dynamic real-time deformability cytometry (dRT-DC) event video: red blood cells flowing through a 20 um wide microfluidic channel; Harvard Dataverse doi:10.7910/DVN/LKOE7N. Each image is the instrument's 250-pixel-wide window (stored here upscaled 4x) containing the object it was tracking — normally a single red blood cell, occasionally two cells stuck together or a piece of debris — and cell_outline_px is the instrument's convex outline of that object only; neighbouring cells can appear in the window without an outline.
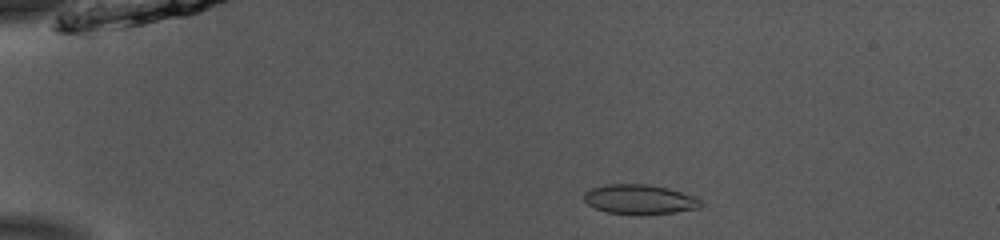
{"species": "common noctule bat (a hibernating species)", "species_latin": "Nyctalus noctula", "temperature_condition": "room temperature", "stored_images_in_passage": 47, "camera_frame_rate_fps": 3000, "um_per_image_px": 0.085, "animal": {"sex": "male", "body_mass_g": 13.0, "forearm_length_mm": 53.1}, "frame": {"image": 1, "passage_image": 6, "time_ms": 1.667, "image_size_px": [1000, 240], "cell_outline_px": [[704, 204], [700, 208], [672, 212], [640, 216], [608, 212], [596, 208], [588, 204], [584, 200], [584, 192], [592, 188], [608, 184], [648, 184], [668, 188], [696, 196], [704, 200]], "centroid_in_image_um": [54.43, 16.96], "position_along_channel_um": 30.6, "area_um2": 20.52}}
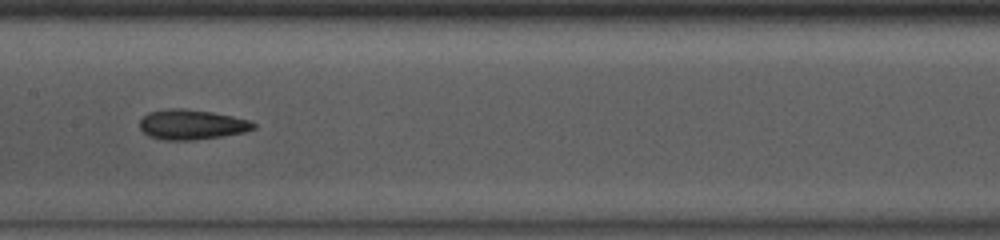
{"frame": {"image": 2, "passage_image": 23, "time_ms": 7.333, "image_size_px": [1000, 240], "cell_outline_px": [[256, 128], [244, 132], [224, 136], [192, 140], [164, 140], [148, 136], [140, 128], [140, 120], [148, 112], [168, 108], [184, 108], [212, 112], [232, 116], [248, 120], [256, 124]], "centroid_in_image_um": [16.28, 10.58], "position_along_channel_um": 191.1, "area_um2": 19.94}}
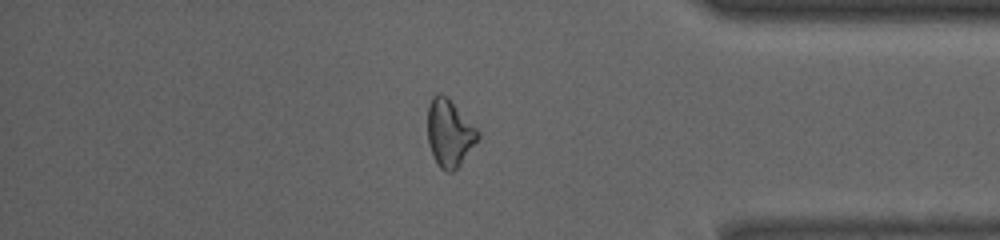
{"frame": {"image": 3, "passage_image": 40, "time_ms": 13.0, "image_size_px": [1000, 240], "cell_outline_px": [[480, 136], [460, 164], [452, 172], [448, 172], [440, 168], [428, 144], [428, 104], [432, 96], [440, 92], [480, 132]], "centroid_in_image_um": [38.18, 11.33], "position_along_channel_um": 397.0, "area_um2": 19.02}, "authors_computed_cell_mechanics": {"area_um2": 19.8832, "velocity_mm_per_s": 3.9353, "shape_relaxation_time_tau1_ms": 5.9079, "shape_relaxation_time_tau2_ms": 3.4307, "deformation_change_tau1": 0.1485, "deformation_change_tau2": 0.1214}}